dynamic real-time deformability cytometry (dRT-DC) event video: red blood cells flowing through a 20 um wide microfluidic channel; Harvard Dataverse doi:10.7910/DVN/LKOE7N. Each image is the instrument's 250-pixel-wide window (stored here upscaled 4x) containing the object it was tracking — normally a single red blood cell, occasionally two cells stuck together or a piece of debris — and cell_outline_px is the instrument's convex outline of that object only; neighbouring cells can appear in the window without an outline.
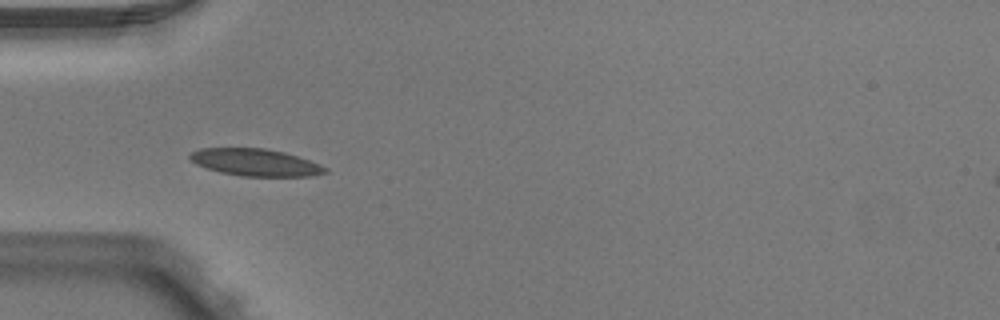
{"species": "Egyptian fruit bat (a non-hibernating species)", "species_latin": "Rousettus aegyptiacus", "temperature_condition": "warm", "stored_images_in_passage": 5, "camera_frame_rate_fps": 3000, "um_per_image_px": 0.085, "animal": {"sex": "male"}, "frame": {"image": 1, "passage_image": 4, "time_ms": 1.0, "image_size_px": [1000, 320], "cell_outline_px": [[328, 172], [312, 176], [240, 176], [220, 172], [196, 164], [188, 156], [192, 152], [200, 148], [264, 148], [284, 152], [320, 164], [328, 168]], "centroid_in_image_um": [21.72, 13.8], "position_along_channel_um": 63.3, "area_um2": 21.27}}
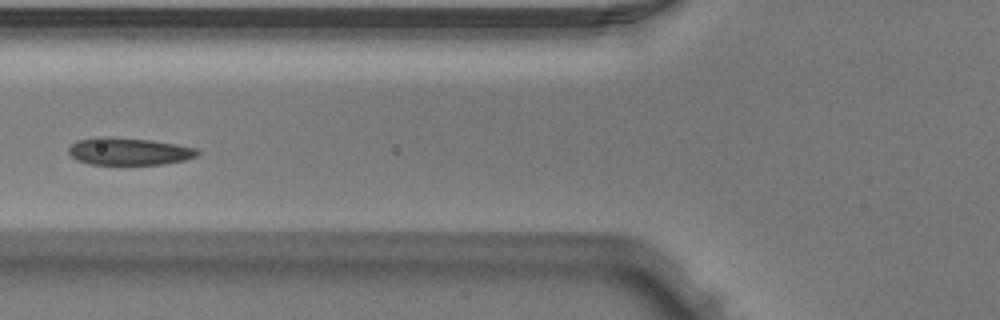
{"frame": {"image": 2, "passage_image": 5, "time_ms": 1.333, "image_size_px": [1000, 320], "cell_outline_px": [[200, 152], [196, 156], [184, 160], [164, 164], [88, 164], [76, 160], [68, 152], [68, 148], [76, 140], [96, 136], [108, 136], [152, 140], [176, 144], [196, 148]], "centroid_in_image_um": [10.92, 12.85], "position_along_channel_um": 114.9, "area_um2": 20.69}}